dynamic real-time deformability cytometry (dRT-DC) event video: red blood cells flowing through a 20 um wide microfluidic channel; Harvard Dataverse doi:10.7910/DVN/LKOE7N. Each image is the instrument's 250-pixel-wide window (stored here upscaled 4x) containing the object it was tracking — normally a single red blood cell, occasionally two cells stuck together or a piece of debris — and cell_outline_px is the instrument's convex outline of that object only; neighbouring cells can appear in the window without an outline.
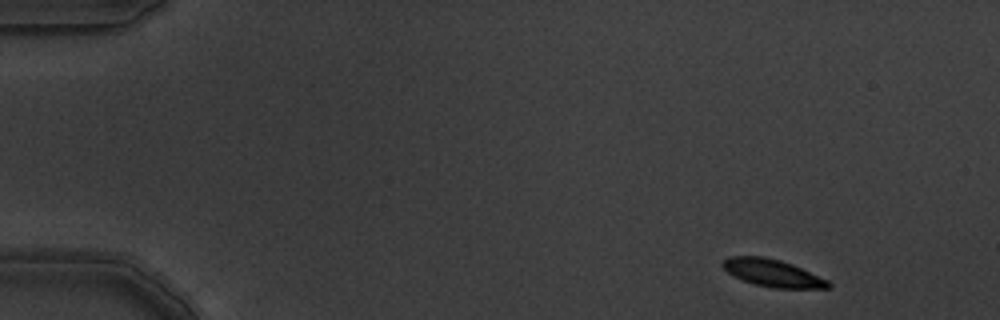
{"species": "common noctule bat (a hibernating species)", "species_latin": "Nyctalus noctula", "temperature_condition": "warm", "stored_images_in_passage": 8, "camera_frame_rate_fps": 3000, "um_per_image_px": 0.085, "animal": {"sex": "male", "body_mass_g": 19.5, "forearm_length_mm": 54.6}, "frame": {"image": 1, "passage_image": 1, "time_ms": 0.0, "image_size_px": [1000, 320], "cell_outline_px": [[832, 284], [828, 288], [776, 288], [756, 284], [744, 280], [728, 272], [720, 264], [728, 256], [764, 256], [780, 260], [792, 264], [828, 280]], "centroid_in_image_um": [65.67, 23.19], "position_along_channel_um": 19.3, "area_um2": 16.59}}